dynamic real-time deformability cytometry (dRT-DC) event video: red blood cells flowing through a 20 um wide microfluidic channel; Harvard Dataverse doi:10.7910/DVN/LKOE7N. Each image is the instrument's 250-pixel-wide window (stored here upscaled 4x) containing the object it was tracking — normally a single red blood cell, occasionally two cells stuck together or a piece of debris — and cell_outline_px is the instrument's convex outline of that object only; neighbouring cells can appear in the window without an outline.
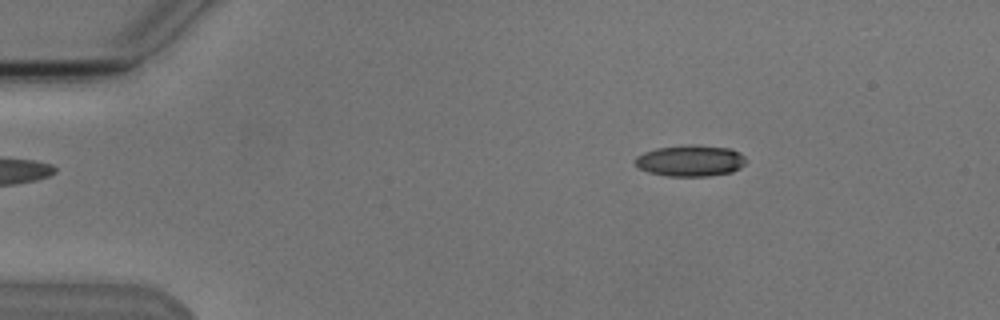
{"species": "Egyptian fruit bat (a non-hibernating species)", "species_latin": "Rousettus aegyptiacus", "temperature_condition": "cold", "stored_images_in_passage": 3, "camera_frame_rate_fps": 3000, "um_per_image_px": 0.085, "animal": {"sex": "male"}, "frame": {"image": 1, "passage_image": 1, "time_ms": 0.0, "image_size_px": [1000, 320], "cell_outline_px": [[748, 160], [740, 168], [732, 172], [708, 176], [668, 176], [648, 172], [640, 168], [636, 164], [636, 156], [644, 152], [656, 148], [688, 144], [696, 144], [732, 148], [740, 152]], "centroid_in_image_um": [58.73, 13.64], "position_along_channel_um": 26.3, "area_um2": 20.46}}